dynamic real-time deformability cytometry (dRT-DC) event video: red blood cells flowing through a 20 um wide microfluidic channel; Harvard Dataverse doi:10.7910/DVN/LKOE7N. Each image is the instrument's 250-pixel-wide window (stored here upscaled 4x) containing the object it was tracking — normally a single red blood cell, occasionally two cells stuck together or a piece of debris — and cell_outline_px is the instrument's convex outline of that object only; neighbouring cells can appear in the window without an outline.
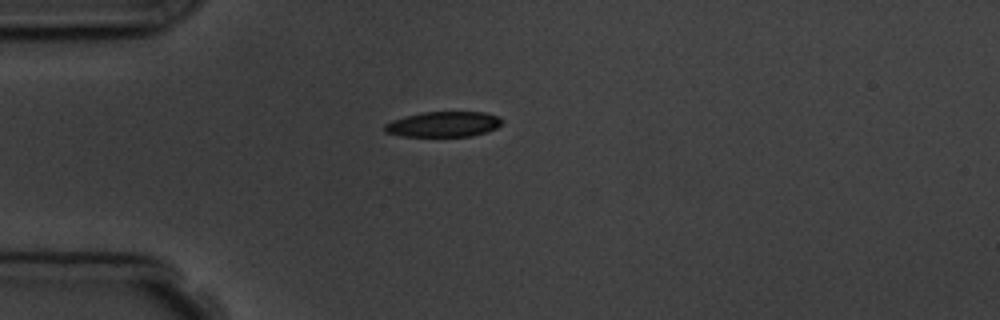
{"species": "common noctule bat (a hibernating species)", "species_latin": "Nyctalus noctula", "temperature_condition": "room temperature", "stored_images_in_passage": 1, "camera_frame_rate_fps": 3000, "um_per_image_px": 0.085, "animal": {"sex": "male", "body_mass_g": 19.5, "forearm_length_mm": 54.6}, "frame": {"image": 1, "passage_image": 1, "time_ms": 0.0, "image_size_px": [1000, 320], "cell_outline_px": [[504, 120], [496, 128], [488, 132], [472, 136], [400, 136], [384, 132], [384, 124], [392, 120], [404, 116], [424, 112], [484, 112], [500, 116]], "centroid_in_image_um": [37.7, 10.56], "position_along_channel_um": 47.3, "area_um2": 17.51}}